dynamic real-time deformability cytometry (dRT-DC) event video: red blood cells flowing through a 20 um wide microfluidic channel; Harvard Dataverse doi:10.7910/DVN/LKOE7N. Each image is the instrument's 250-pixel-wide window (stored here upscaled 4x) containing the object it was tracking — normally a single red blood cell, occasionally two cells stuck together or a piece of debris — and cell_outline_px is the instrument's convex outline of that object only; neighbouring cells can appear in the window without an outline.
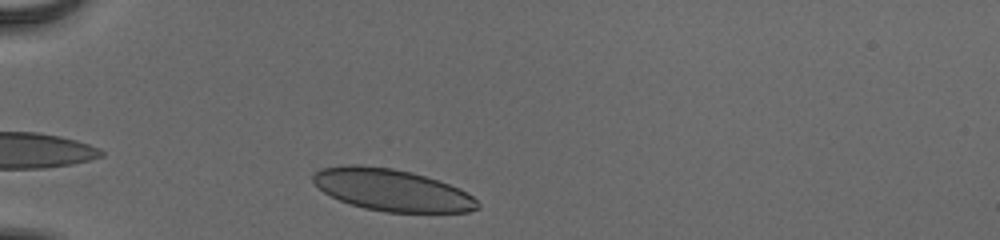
{"species": "human", "species_latin": "Homo sapiens", "temperature_condition": "cold", "stored_images_in_passage": 31, "camera_frame_rate_fps": 3000, "um_per_image_px": 0.085, "donor": {"sex": "male"}, "frame": {"image": 1, "passage_image": 1, "time_ms": 0.0, "image_size_px": [1000, 240], "cell_outline_px": [[480, 208], [468, 212], [384, 212], [364, 208], [340, 200], [324, 192], [312, 180], [312, 176], [320, 168], [344, 164], [356, 164], [392, 168], [412, 172], [460, 188], [472, 196], [480, 204]], "centroid_in_image_um": [33.31, 16.14], "position_along_channel_um": 51.7, "area_um2": 40.06}}
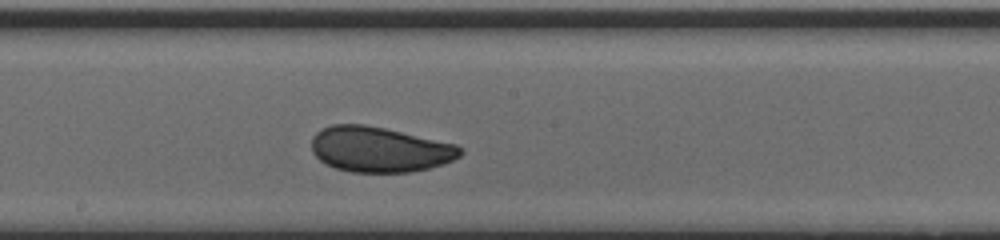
{"frame": {"image": 2, "passage_image": 16, "time_ms": 5.0, "image_size_px": [1000, 240], "cell_outline_px": [[464, 152], [460, 156], [444, 164], [412, 172], [352, 172], [336, 168], [320, 160], [312, 152], [312, 136], [320, 128], [332, 124], [364, 124], [384, 128], [456, 144]], "centroid_in_image_um": [32.25, 12.69], "position_along_channel_um": 216.0, "area_um2": 39.25}}
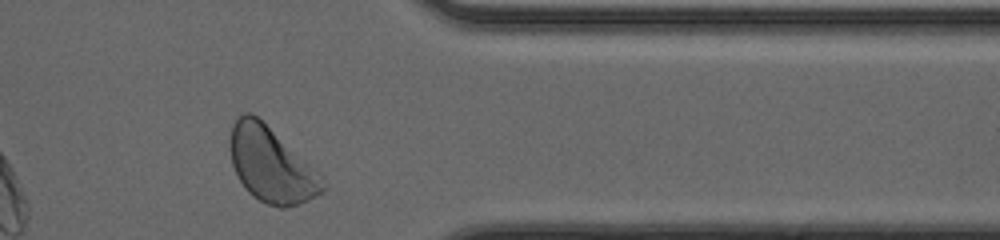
{"frame": {"image": 3, "passage_image": 30, "time_ms": 9.667, "image_size_px": [1000, 240], "cell_outline_px": [[324, 192], [308, 200], [284, 208], [280, 208], [268, 204], [252, 196], [244, 188], [232, 164], [228, 144], [228, 140], [232, 124], [244, 112], [252, 112], [320, 172], [324, 176]], "centroid_in_image_um": [23.04, 14.01], "position_along_channel_um": 388.4, "area_um2": 40.52}, "authors_computed_cell_mechanics": {"area_um2": 39.2462, "velocity_mm_per_s": 3.8425, "shape_relaxation_time_tau1_ms": 2.9875, "shape_relaxation_time_tau2_ms": null, "deformation_change_tau1": 0.0949, "deformation_change_tau2": null}}